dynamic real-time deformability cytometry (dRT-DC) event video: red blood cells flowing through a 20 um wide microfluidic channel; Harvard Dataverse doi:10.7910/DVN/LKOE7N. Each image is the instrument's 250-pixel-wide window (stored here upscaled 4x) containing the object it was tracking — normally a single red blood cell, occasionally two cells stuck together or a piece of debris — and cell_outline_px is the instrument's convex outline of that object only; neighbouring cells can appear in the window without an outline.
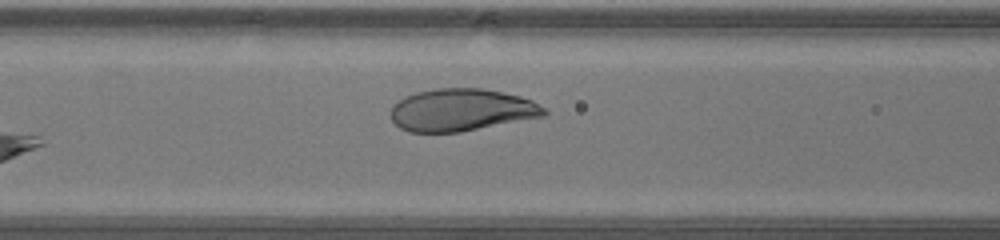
{"species": "human", "species_latin": "Homo sapiens", "temperature_condition": "warm", "stored_images_in_passage": 29, "camera_frame_rate_fps": 3000, "um_per_image_px": 0.085, "donor": {"sex": "male"}, "frame": {"image": 1, "passage_image": 7, "time_ms": 2.0, "image_size_px": [1000, 240], "cell_outline_px": [[548, 112], [544, 116], [460, 132], [408, 132], [400, 128], [392, 120], [392, 104], [404, 96], [416, 92], [436, 88], [484, 88], [520, 96], [532, 100], [544, 108]], "centroid_in_image_um": [39.21, 9.34], "position_along_channel_um": 127.4, "area_um2": 37.86}}
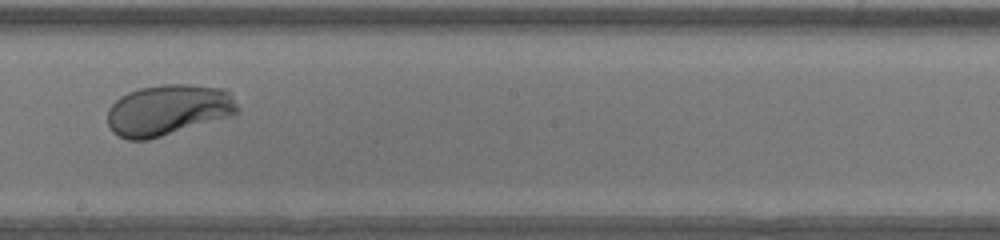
{"frame": {"image": 2, "passage_image": 14, "time_ms": 4.333, "image_size_px": [1000, 240], "cell_outline_px": [[240, 112], [232, 116], [148, 140], [128, 140], [112, 132], [108, 124], [108, 108], [120, 96], [128, 92], [140, 88], [160, 84], [188, 84], [228, 88], [232, 92], [240, 108]], "centroid_in_image_um": [14.35, 9.33], "position_along_channel_um": 233.8, "area_um2": 39.19}}
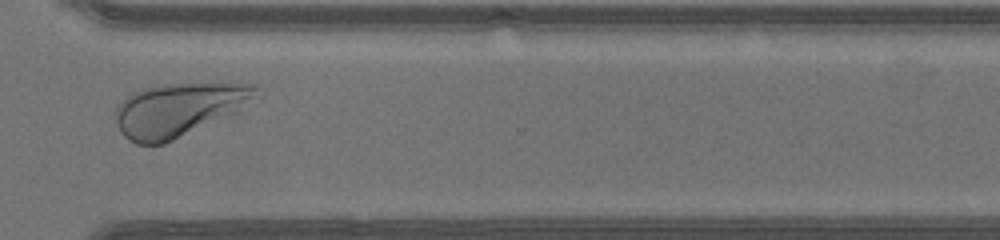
{"frame": {"image": 3, "passage_image": 22, "time_ms": 7.0, "image_size_px": [1000, 240], "cell_outline_px": [[264, 96], [236, 112], [164, 144], [136, 144], [128, 140], [120, 132], [116, 120], [116, 108], [132, 92], [156, 84], [260, 84]], "centroid_in_image_um": [15.27, 9.3], "position_along_channel_um": 355.3, "area_um2": 43.93}}